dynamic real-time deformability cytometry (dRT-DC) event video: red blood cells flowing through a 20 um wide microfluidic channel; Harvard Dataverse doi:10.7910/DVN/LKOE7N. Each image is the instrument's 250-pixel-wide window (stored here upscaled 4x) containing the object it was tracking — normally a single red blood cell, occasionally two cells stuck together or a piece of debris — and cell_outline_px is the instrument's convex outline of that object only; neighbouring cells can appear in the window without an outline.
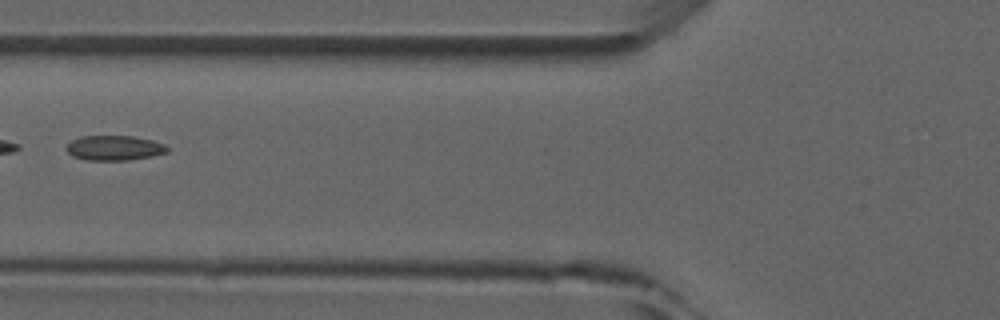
{"species": "common noctule bat (a hibernating species)", "species_latin": "Nyctalus noctula", "temperature_condition": "room temperature", "stored_images_in_passage": 7, "camera_frame_rate_fps": 3000, "um_per_image_px": 0.085, "animal": {"sex": "male", "forearm_length_mm": 52.5}, "frame": {"image": 1, "passage_image": 6, "time_ms": 5.667, "image_size_px": [1000, 320], "cell_outline_px": [[168, 152], [152, 156], [128, 160], [88, 160], [72, 156], [64, 148], [72, 140], [80, 136], [132, 136], [152, 140], [164, 144], [168, 148]], "centroid_in_image_um": [9.7, 12.57], "position_along_channel_um": 116.1, "area_um2": 14.62}}
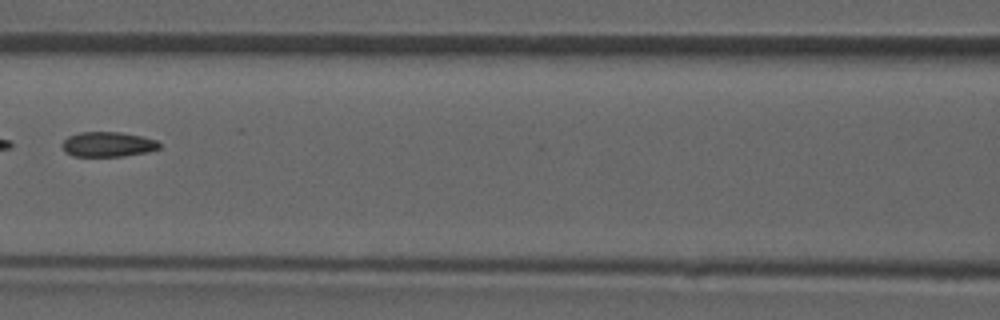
{"frame": {"image": 2, "passage_image": 7, "time_ms": 6.667, "image_size_px": [1000, 320], "cell_outline_px": [[160, 148], [148, 152], [124, 156], [72, 156], [64, 152], [60, 144], [68, 136], [80, 132], [120, 132], [140, 136], [156, 140], [160, 144]], "centroid_in_image_um": [9.13, 12.27], "position_along_channel_um": 157.5, "area_um2": 14.22}}